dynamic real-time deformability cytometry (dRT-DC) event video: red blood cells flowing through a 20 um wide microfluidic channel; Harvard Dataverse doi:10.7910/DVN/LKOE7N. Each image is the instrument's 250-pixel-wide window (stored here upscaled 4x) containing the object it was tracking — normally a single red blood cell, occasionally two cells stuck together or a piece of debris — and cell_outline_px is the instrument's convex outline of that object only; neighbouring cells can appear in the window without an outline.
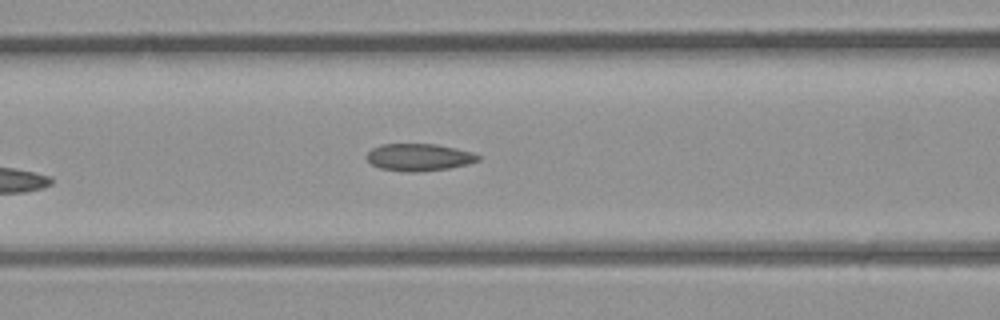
{"species": "common noctule bat (a hibernating species)", "species_latin": "Nyctalus noctula", "temperature_condition": "room temperature", "stored_images_in_passage": 6, "camera_frame_rate_fps": 3000, "um_per_image_px": 0.085, "animal": {"sex": "male", "body_mass_g": 23.1, "forearm_length_mm": 52.7}, "frame": {"image": 1, "passage_image": 6, "time_ms": 5.667, "image_size_px": [1000, 320], "cell_outline_px": [[480, 160], [468, 164], [448, 168], [416, 172], [408, 172], [380, 168], [372, 164], [368, 160], [368, 152], [372, 148], [384, 144], [436, 144], [456, 148], [472, 152], [480, 156]], "centroid_in_image_um": [35.64, 13.36], "position_along_channel_um": 131.0, "area_um2": 17.51}}